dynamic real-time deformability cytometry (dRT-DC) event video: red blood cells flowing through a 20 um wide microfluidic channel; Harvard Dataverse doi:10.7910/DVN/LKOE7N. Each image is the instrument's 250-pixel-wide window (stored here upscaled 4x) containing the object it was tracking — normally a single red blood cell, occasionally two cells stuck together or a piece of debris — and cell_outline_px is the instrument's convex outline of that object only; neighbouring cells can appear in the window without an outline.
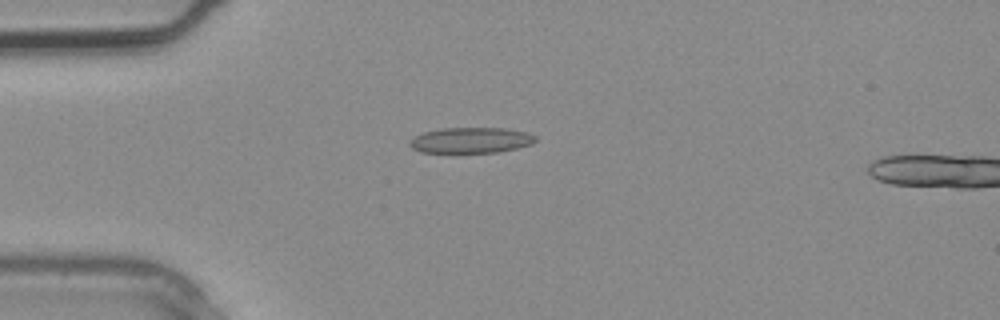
{"species": "common noctule bat (a hibernating species)", "species_latin": "Nyctalus noctula", "temperature_condition": "warm", "stored_images_in_passage": 2, "camera_frame_rate_fps": 3000, "um_per_image_px": 0.085, "animal": {"sex": "male", "body_mass_g": 20.4}, "frame": {"image": 1, "passage_image": 1, "time_ms": 0.0, "image_size_px": [1000, 320], "cell_outline_px": [[536, 140], [532, 144], [500, 152], [420, 152], [412, 148], [408, 144], [416, 136], [424, 132], [440, 128], [508, 128], [528, 132], [536, 136]], "centroid_in_image_um": [40.07, 11.91], "position_along_channel_um": 44.9, "area_um2": 18.79}}